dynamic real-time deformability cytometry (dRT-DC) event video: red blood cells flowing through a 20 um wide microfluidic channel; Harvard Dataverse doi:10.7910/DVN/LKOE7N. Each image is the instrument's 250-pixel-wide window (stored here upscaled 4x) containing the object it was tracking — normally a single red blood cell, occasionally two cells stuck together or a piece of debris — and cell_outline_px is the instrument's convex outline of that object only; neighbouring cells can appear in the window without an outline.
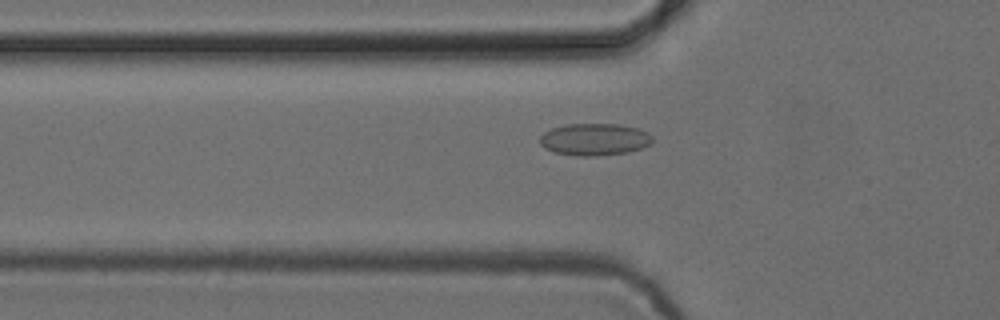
{"species": "common noctule bat (a hibernating species)", "species_latin": "Nyctalus noctula", "temperature_condition": "cold", "stored_images_in_passage": 44, "camera_frame_rate_fps": 3000, "um_per_image_px": 0.085, "animal": {"sex": "female", "body_mass_g": 24.6, "forearm_length_mm": 56.2}, "frame": {"image": 1, "passage_image": 11, "time_ms": 3.333, "image_size_px": [1000, 320], "cell_outline_px": [[652, 144], [628, 152], [596, 156], [576, 156], [552, 152], [544, 148], [540, 144], [540, 136], [544, 132], [552, 128], [568, 124], [620, 124], [636, 128], [648, 132], [652, 136]], "centroid_in_image_um": [50.52, 11.85], "position_along_channel_um": 75.3, "area_um2": 21.15}}
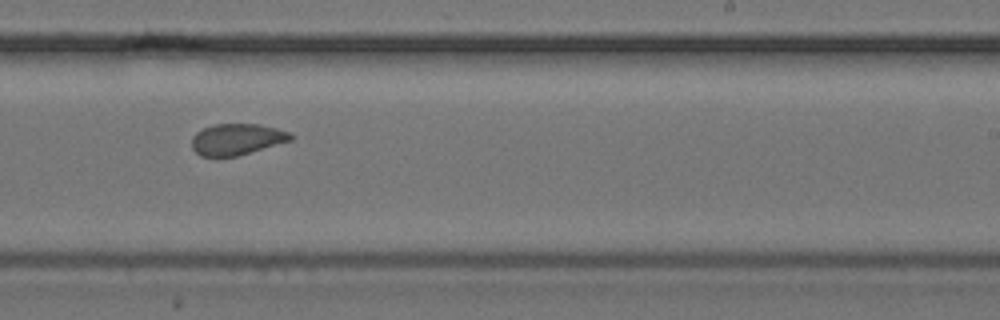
{"frame": {"image": 2, "passage_image": 26, "time_ms": 8.333, "image_size_px": [1000, 320], "cell_outline_px": [[296, 136], [292, 140], [236, 156], [200, 156], [192, 148], [192, 136], [196, 132], [212, 124], [260, 124], [292, 132]], "centroid_in_image_um": [20.16, 11.82], "position_along_channel_um": 268.8, "area_um2": 18.09}}
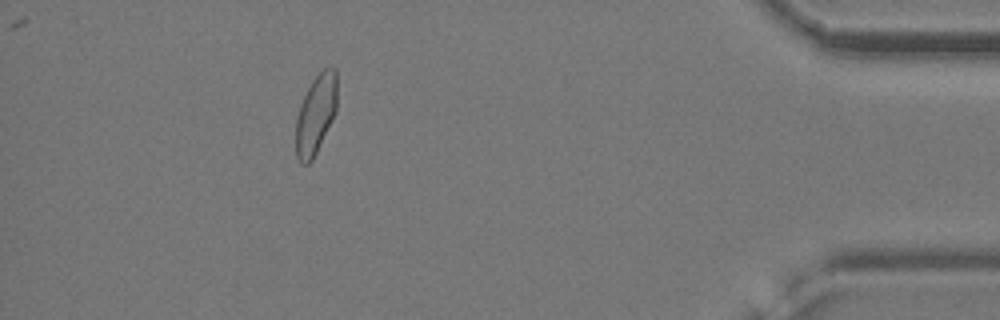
{"frame": {"image": 3, "passage_image": 41, "time_ms": 13.333, "image_size_px": [1000, 320], "cell_outline_px": [[336, 112], [312, 160], [308, 164], [300, 164], [296, 156], [296, 116], [300, 104], [312, 80], [324, 68], [336, 68]], "centroid_in_image_um": [26.82, 9.73], "position_along_channel_um": 408.4, "area_um2": 18.9}}